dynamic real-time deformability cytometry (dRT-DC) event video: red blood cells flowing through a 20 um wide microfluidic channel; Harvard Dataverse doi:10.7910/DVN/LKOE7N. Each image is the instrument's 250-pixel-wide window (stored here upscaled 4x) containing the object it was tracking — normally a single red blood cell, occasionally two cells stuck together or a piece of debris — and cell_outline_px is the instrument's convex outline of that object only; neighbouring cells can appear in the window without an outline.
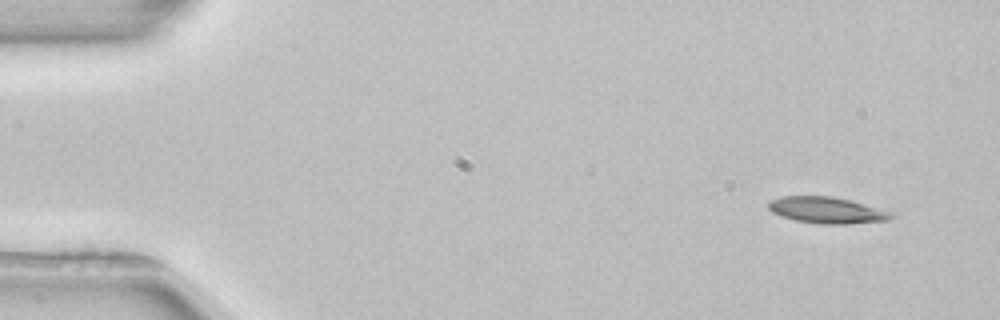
{"species": "common noctule bat (a hibernating species)", "species_latin": "Nyctalus noctula", "temperature_condition": "room temperature", "stored_images_in_passage": 3, "camera_frame_rate_fps": 3000, "um_per_image_px": 0.085, "animal": {"sex": "female", "body_mass_g": 22.7, "forearm_length_mm": 54.2}, "frame": {"image": 1, "passage_image": 1, "time_ms": 0.0, "image_size_px": [1000, 320], "cell_outline_px": [[896, 216], [888, 220], [848, 224], [820, 224], [796, 220], [780, 216], [772, 212], [768, 208], [768, 200], [780, 196], [832, 196], [852, 200], [888, 212]], "centroid_in_image_um": [70.22, 17.86], "position_along_channel_um": 14.8, "area_um2": 18.84}}
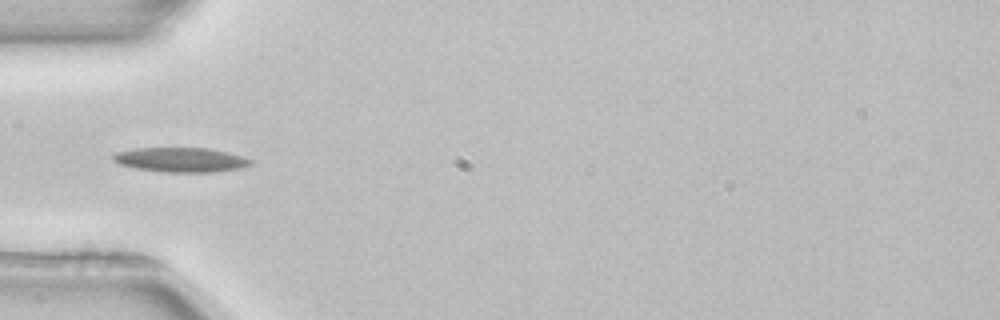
{"frame": {"image": 2, "passage_image": 3, "time_ms": 4.333, "image_size_px": [1000, 320], "cell_outline_px": [[252, 164], [244, 168], [216, 172], [164, 172], [136, 168], [120, 164], [112, 160], [112, 156], [116, 152], [136, 148], [212, 148], [228, 152], [252, 160]], "centroid_in_image_um": [15.4, 13.58], "position_along_channel_um": 69.6, "area_um2": 19.77}}